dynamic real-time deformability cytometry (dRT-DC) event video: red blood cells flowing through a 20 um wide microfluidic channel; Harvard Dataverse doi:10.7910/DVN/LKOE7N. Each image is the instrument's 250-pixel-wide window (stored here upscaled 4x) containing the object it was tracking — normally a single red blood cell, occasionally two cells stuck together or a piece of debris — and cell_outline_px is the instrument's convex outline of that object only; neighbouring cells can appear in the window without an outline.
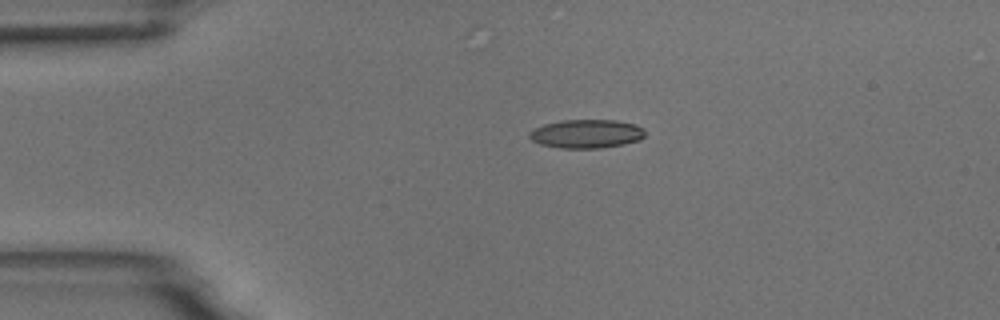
{"species": "common noctule bat (a hibernating species)", "species_latin": "Nyctalus noctula", "temperature_condition": "room temperature", "stored_images_in_passage": 2, "camera_frame_rate_fps": 3000, "um_per_image_px": 0.085, "animal": {"sex": "male", "body_mass_g": 18.8}, "frame": {"image": 1, "passage_image": 2, "time_ms": 1.333, "image_size_px": [1000, 320], "cell_outline_px": [[644, 136], [640, 140], [624, 144], [600, 148], [560, 148], [540, 144], [532, 140], [528, 136], [528, 132], [544, 124], [560, 120], [616, 120], [636, 124], [644, 128]], "centroid_in_image_um": [49.86, 11.37], "position_along_channel_um": 35.1, "area_um2": 19.42}}